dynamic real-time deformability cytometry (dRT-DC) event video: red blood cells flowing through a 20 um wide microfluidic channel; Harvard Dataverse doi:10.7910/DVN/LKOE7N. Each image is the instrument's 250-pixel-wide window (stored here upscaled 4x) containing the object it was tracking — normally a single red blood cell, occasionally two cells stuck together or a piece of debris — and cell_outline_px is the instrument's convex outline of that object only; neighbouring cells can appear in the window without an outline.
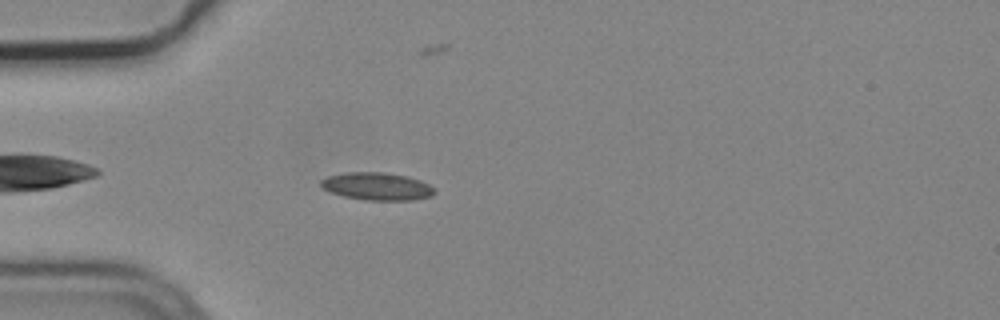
{"species": "common noctule bat (a hibernating species)", "species_latin": "Nyctalus noctula", "temperature_condition": "cold", "stored_images_in_passage": 3, "camera_frame_rate_fps": 3000, "um_per_image_px": 0.085, "animal": {"sex": "male", "body_mass_g": 19.2, "forearm_length_mm": 51.8}, "frame": {"image": 1, "passage_image": 3, "time_ms": 0.667, "image_size_px": [1000, 320], "cell_outline_px": [[436, 192], [432, 196], [412, 200], [364, 200], [344, 196], [332, 192], [324, 188], [320, 184], [320, 180], [328, 176], [344, 172], [384, 172], [408, 176], [420, 180], [436, 188]], "centroid_in_image_um": [32.08, 15.83], "position_along_channel_um": 52.9, "area_um2": 18.38}}